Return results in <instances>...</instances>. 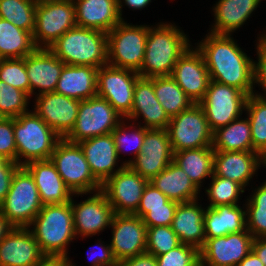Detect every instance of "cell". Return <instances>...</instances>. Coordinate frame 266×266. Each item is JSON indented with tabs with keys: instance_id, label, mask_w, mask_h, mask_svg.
Instances as JSON below:
<instances>
[{
	"instance_id": "obj_56",
	"label": "cell",
	"mask_w": 266,
	"mask_h": 266,
	"mask_svg": "<svg viewBox=\"0 0 266 266\" xmlns=\"http://www.w3.org/2000/svg\"><path fill=\"white\" fill-rule=\"evenodd\" d=\"M237 266H264L257 255L251 251Z\"/></svg>"
},
{
	"instance_id": "obj_38",
	"label": "cell",
	"mask_w": 266,
	"mask_h": 266,
	"mask_svg": "<svg viewBox=\"0 0 266 266\" xmlns=\"http://www.w3.org/2000/svg\"><path fill=\"white\" fill-rule=\"evenodd\" d=\"M36 5L32 0H0V18L33 34Z\"/></svg>"
},
{
	"instance_id": "obj_5",
	"label": "cell",
	"mask_w": 266,
	"mask_h": 266,
	"mask_svg": "<svg viewBox=\"0 0 266 266\" xmlns=\"http://www.w3.org/2000/svg\"><path fill=\"white\" fill-rule=\"evenodd\" d=\"M13 129L19 166H25L32 161L49 160L61 139L33 111L13 118Z\"/></svg>"
},
{
	"instance_id": "obj_59",
	"label": "cell",
	"mask_w": 266,
	"mask_h": 266,
	"mask_svg": "<svg viewBox=\"0 0 266 266\" xmlns=\"http://www.w3.org/2000/svg\"><path fill=\"white\" fill-rule=\"evenodd\" d=\"M32 1L37 6V5H43V4L58 2V1H62V0H32Z\"/></svg>"
},
{
	"instance_id": "obj_48",
	"label": "cell",
	"mask_w": 266,
	"mask_h": 266,
	"mask_svg": "<svg viewBox=\"0 0 266 266\" xmlns=\"http://www.w3.org/2000/svg\"><path fill=\"white\" fill-rule=\"evenodd\" d=\"M170 200L149 182L145 186L141 201L134 215L141 219L149 212V208L165 207Z\"/></svg>"
},
{
	"instance_id": "obj_47",
	"label": "cell",
	"mask_w": 266,
	"mask_h": 266,
	"mask_svg": "<svg viewBox=\"0 0 266 266\" xmlns=\"http://www.w3.org/2000/svg\"><path fill=\"white\" fill-rule=\"evenodd\" d=\"M178 202L170 200L165 207L149 208V212L142 218L144 225L154 226H171L174 213Z\"/></svg>"
},
{
	"instance_id": "obj_28",
	"label": "cell",
	"mask_w": 266,
	"mask_h": 266,
	"mask_svg": "<svg viewBox=\"0 0 266 266\" xmlns=\"http://www.w3.org/2000/svg\"><path fill=\"white\" fill-rule=\"evenodd\" d=\"M205 208L197 200L178 203L171 228L178 236L180 243L196 247L200 250L206 239L204 227Z\"/></svg>"
},
{
	"instance_id": "obj_7",
	"label": "cell",
	"mask_w": 266,
	"mask_h": 266,
	"mask_svg": "<svg viewBox=\"0 0 266 266\" xmlns=\"http://www.w3.org/2000/svg\"><path fill=\"white\" fill-rule=\"evenodd\" d=\"M42 207L33 176L20 166L13 174L9 192L0 204V212L14 227H29Z\"/></svg>"
},
{
	"instance_id": "obj_13",
	"label": "cell",
	"mask_w": 266,
	"mask_h": 266,
	"mask_svg": "<svg viewBox=\"0 0 266 266\" xmlns=\"http://www.w3.org/2000/svg\"><path fill=\"white\" fill-rule=\"evenodd\" d=\"M139 77L138 72L130 69L102 66L97 71V96L106 99L126 119L132 110L135 83Z\"/></svg>"
},
{
	"instance_id": "obj_27",
	"label": "cell",
	"mask_w": 266,
	"mask_h": 266,
	"mask_svg": "<svg viewBox=\"0 0 266 266\" xmlns=\"http://www.w3.org/2000/svg\"><path fill=\"white\" fill-rule=\"evenodd\" d=\"M76 7V25L108 33L122 20L118 0H73Z\"/></svg>"
},
{
	"instance_id": "obj_2",
	"label": "cell",
	"mask_w": 266,
	"mask_h": 266,
	"mask_svg": "<svg viewBox=\"0 0 266 266\" xmlns=\"http://www.w3.org/2000/svg\"><path fill=\"white\" fill-rule=\"evenodd\" d=\"M174 25H148L144 61L138 71L140 77L170 76L178 58L191 46L188 36Z\"/></svg>"
},
{
	"instance_id": "obj_35",
	"label": "cell",
	"mask_w": 266,
	"mask_h": 266,
	"mask_svg": "<svg viewBox=\"0 0 266 266\" xmlns=\"http://www.w3.org/2000/svg\"><path fill=\"white\" fill-rule=\"evenodd\" d=\"M36 49L32 33L0 18V56L3 59L25 58Z\"/></svg>"
},
{
	"instance_id": "obj_62",
	"label": "cell",
	"mask_w": 266,
	"mask_h": 266,
	"mask_svg": "<svg viewBox=\"0 0 266 266\" xmlns=\"http://www.w3.org/2000/svg\"><path fill=\"white\" fill-rule=\"evenodd\" d=\"M255 95H259L265 102H266V96H264V95H266V93L265 94H263V96H262V94L260 95V94H258V93H254Z\"/></svg>"
},
{
	"instance_id": "obj_50",
	"label": "cell",
	"mask_w": 266,
	"mask_h": 266,
	"mask_svg": "<svg viewBox=\"0 0 266 266\" xmlns=\"http://www.w3.org/2000/svg\"><path fill=\"white\" fill-rule=\"evenodd\" d=\"M98 248H101L100 252L98 251L97 254L92 255V258H90L92 260L91 266H118L110 244L106 246L99 242Z\"/></svg>"
},
{
	"instance_id": "obj_24",
	"label": "cell",
	"mask_w": 266,
	"mask_h": 266,
	"mask_svg": "<svg viewBox=\"0 0 266 266\" xmlns=\"http://www.w3.org/2000/svg\"><path fill=\"white\" fill-rule=\"evenodd\" d=\"M261 165V155L256 151H215L213 174L245 188Z\"/></svg>"
},
{
	"instance_id": "obj_55",
	"label": "cell",
	"mask_w": 266,
	"mask_h": 266,
	"mask_svg": "<svg viewBox=\"0 0 266 266\" xmlns=\"http://www.w3.org/2000/svg\"><path fill=\"white\" fill-rule=\"evenodd\" d=\"M122 2L124 4H126L129 8H132L133 10H139V9H143L144 7H146L150 2L151 0H118V10H119V14H120V17H121V20H124L122 18V8H123V5H122Z\"/></svg>"
},
{
	"instance_id": "obj_34",
	"label": "cell",
	"mask_w": 266,
	"mask_h": 266,
	"mask_svg": "<svg viewBox=\"0 0 266 266\" xmlns=\"http://www.w3.org/2000/svg\"><path fill=\"white\" fill-rule=\"evenodd\" d=\"M214 151H255L249 119L238 118L213 132Z\"/></svg>"
},
{
	"instance_id": "obj_18",
	"label": "cell",
	"mask_w": 266,
	"mask_h": 266,
	"mask_svg": "<svg viewBox=\"0 0 266 266\" xmlns=\"http://www.w3.org/2000/svg\"><path fill=\"white\" fill-rule=\"evenodd\" d=\"M170 76L194 103L204 98L211 82L203 55L193 47L178 58Z\"/></svg>"
},
{
	"instance_id": "obj_6",
	"label": "cell",
	"mask_w": 266,
	"mask_h": 266,
	"mask_svg": "<svg viewBox=\"0 0 266 266\" xmlns=\"http://www.w3.org/2000/svg\"><path fill=\"white\" fill-rule=\"evenodd\" d=\"M50 160L73 194L79 196L101 190L102 184L92 174L79 143L61 138Z\"/></svg>"
},
{
	"instance_id": "obj_11",
	"label": "cell",
	"mask_w": 266,
	"mask_h": 266,
	"mask_svg": "<svg viewBox=\"0 0 266 266\" xmlns=\"http://www.w3.org/2000/svg\"><path fill=\"white\" fill-rule=\"evenodd\" d=\"M248 96L235 87L211 80L204 98L199 102L211 131L240 118L245 111Z\"/></svg>"
},
{
	"instance_id": "obj_58",
	"label": "cell",
	"mask_w": 266,
	"mask_h": 266,
	"mask_svg": "<svg viewBox=\"0 0 266 266\" xmlns=\"http://www.w3.org/2000/svg\"><path fill=\"white\" fill-rule=\"evenodd\" d=\"M20 166L0 156V170H17Z\"/></svg>"
},
{
	"instance_id": "obj_57",
	"label": "cell",
	"mask_w": 266,
	"mask_h": 266,
	"mask_svg": "<svg viewBox=\"0 0 266 266\" xmlns=\"http://www.w3.org/2000/svg\"><path fill=\"white\" fill-rule=\"evenodd\" d=\"M14 226L0 212V241L7 236Z\"/></svg>"
},
{
	"instance_id": "obj_43",
	"label": "cell",
	"mask_w": 266,
	"mask_h": 266,
	"mask_svg": "<svg viewBox=\"0 0 266 266\" xmlns=\"http://www.w3.org/2000/svg\"><path fill=\"white\" fill-rule=\"evenodd\" d=\"M0 80L24 91L30 97V83L25 58L3 59L0 64Z\"/></svg>"
},
{
	"instance_id": "obj_29",
	"label": "cell",
	"mask_w": 266,
	"mask_h": 266,
	"mask_svg": "<svg viewBox=\"0 0 266 266\" xmlns=\"http://www.w3.org/2000/svg\"><path fill=\"white\" fill-rule=\"evenodd\" d=\"M98 68L84 65L63 67L54 92L79 101L97 95Z\"/></svg>"
},
{
	"instance_id": "obj_25",
	"label": "cell",
	"mask_w": 266,
	"mask_h": 266,
	"mask_svg": "<svg viewBox=\"0 0 266 266\" xmlns=\"http://www.w3.org/2000/svg\"><path fill=\"white\" fill-rule=\"evenodd\" d=\"M79 145L92 174L101 184L125 166L121 164L119 168H114L118 166L119 158L112 133L82 140Z\"/></svg>"
},
{
	"instance_id": "obj_31",
	"label": "cell",
	"mask_w": 266,
	"mask_h": 266,
	"mask_svg": "<svg viewBox=\"0 0 266 266\" xmlns=\"http://www.w3.org/2000/svg\"><path fill=\"white\" fill-rule=\"evenodd\" d=\"M260 2L261 0H219L213 8L215 24L209 33L231 35L245 24Z\"/></svg>"
},
{
	"instance_id": "obj_15",
	"label": "cell",
	"mask_w": 266,
	"mask_h": 266,
	"mask_svg": "<svg viewBox=\"0 0 266 266\" xmlns=\"http://www.w3.org/2000/svg\"><path fill=\"white\" fill-rule=\"evenodd\" d=\"M148 180L129 166H124L108 178L101 187L116 214H134Z\"/></svg>"
},
{
	"instance_id": "obj_53",
	"label": "cell",
	"mask_w": 266,
	"mask_h": 266,
	"mask_svg": "<svg viewBox=\"0 0 266 266\" xmlns=\"http://www.w3.org/2000/svg\"><path fill=\"white\" fill-rule=\"evenodd\" d=\"M252 251L257 255L264 266H266V237L254 238Z\"/></svg>"
},
{
	"instance_id": "obj_30",
	"label": "cell",
	"mask_w": 266,
	"mask_h": 266,
	"mask_svg": "<svg viewBox=\"0 0 266 266\" xmlns=\"http://www.w3.org/2000/svg\"><path fill=\"white\" fill-rule=\"evenodd\" d=\"M149 183L157 188L169 200L185 203L198 200L200 190L187 174L173 161Z\"/></svg>"
},
{
	"instance_id": "obj_54",
	"label": "cell",
	"mask_w": 266,
	"mask_h": 266,
	"mask_svg": "<svg viewBox=\"0 0 266 266\" xmlns=\"http://www.w3.org/2000/svg\"><path fill=\"white\" fill-rule=\"evenodd\" d=\"M71 263L69 257H45L36 266H71Z\"/></svg>"
},
{
	"instance_id": "obj_37",
	"label": "cell",
	"mask_w": 266,
	"mask_h": 266,
	"mask_svg": "<svg viewBox=\"0 0 266 266\" xmlns=\"http://www.w3.org/2000/svg\"><path fill=\"white\" fill-rule=\"evenodd\" d=\"M245 111L248 113L253 149L262 155L266 152V102L259 95H249Z\"/></svg>"
},
{
	"instance_id": "obj_10",
	"label": "cell",
	"mask_w": 266,
	"mask_h": 266,
	"mask_svg": "<svg viewBox=\"0 0 266 266\" xmlns=\"http://www.w3.org/2000/svg\"><path fill=\"white\" fill-rule=\"evenodd\" d=\"M167 131L173 153L212 147L213 132L199 103L192 104L188 109L170 118Z\"/></svg>"
},
{
	"instance_id": "obj_33",
	"label": "cell",
	"mask_w": 266,
	"mask_h": 266,
	"mask_svg": "<svg viewBox=\"0 0 266 266\" xmlns=\"http://www.w3.org/2000/svg\"><path fill=\"white\" fill-rule=\"evenodd\" d=\"M214 155L215 151L212 147L187 149L174 152L173 162L187 174L200 190L204 179L213 175Z\"/></svg>"
},
{
	"instance_id": "obj_19",
	"label": "cell",
	"mask_w": 266,
	"mask_h": 266,
	"mask_svg": "<svg viewBox=\"0 0 266 266\" xmlns=\"http://www.w3.org/2000/svg\"><path fill=\"white\" fill-rule=\"evenodd\" d=\"M79 105V100L48 92L37 94L34 113L61 138H65L75 125Z\"/></svg>"
},
{
	"instance_id": "obj_49",
	"label": "cell",
	"mask_w": 266,
	"mask_h": 266,
	"mask_svg": "<svg viewBox=\"0 0 266 266\" xmlns=\"http://www.w3.org/2000/svg\"><path fill=\"white\" fill-rule=\"evenodd\" d=\"M258 62L254 61V84L260 85L266 93V43L257 39Z\"/></svg>"
},
{
	"instance_id": "obj_4",
	"label": "cell",
	"mask_w": 266,
	"mask_h": 266,
	"mask_svg": "<svg viewBox=\"0 0 266 266\" xmlns=\"http://www.w3.org/2000/svg\"><path fill=\"white\" fill-rule=\"evenodd\" d=\"M64 64L100 68L107 65V33L74 27L48 48Z\"/></svg>"
},
{
	"instance_id": "obj_26",
	"label": "cell",
	"mask_w": 266,
	"mask_h": 266,
	"mask_svg": "<svg viewBox=\"0 0 266 266\" xmlns=\"http://www.w3.org/2000/svg\"><path fill=\"white\" fill-rule=\"evenodd\" d=\"M33 176L43 205L70 202L73 194L51 160L32 161L24 166Z\"/></svg>"
},
{
	"instance_id": "obj_9",
	"label": "cell",
	"mask_w": 266,
	"mask_h": 266,
	"mask_svg": "<svg viewBox=\"0 0 266 266\" xmlns=\"http://www.w3.org/2000/svg\"><path fill=\"white\" fill-rule=\"evenodd\" d=\"M121 120L123 117L113 106L96 95L80 101L75 125L65 139L79 143L88 138L110 134Z\"/></svg>"
},
{
	"instance_id": "obj_40",
	"label": "cell",
	"mask_w": 266,
	"mask_h": 266,
	"mask_svg": "<svg viewBox=\"0 0 266 266\" xmlns=\"http://www.w3.org/2000/svg\"><path fill=\"white\" fill-rule=\"evenodd\" d=\"M212 181L208 189H205L210 204L208 207L219 205H238L240 193H244L245 188L237 182L223 177H211Z\"/></svg>"
},
{
	"instance_id": "obj_63",
	"label": "cell",
	"mask_w": 266,
	"mask_h": 266,
	"mask_svg": "<svg viewBox=\"0 0 266 266\" xmlns=\"http://www.w3.org/2000/svg\"><path fill=\"white\" fill-rule=\"evenodd\" d=\"M2 61H3V58L0 56V64H1Z\"/></svg>"
},
{
	"instance_id": "obj_22",
	"label": "cell",
	"mask_w": 266,
	"mask_h": 266,
	"mask_svg": "<svg viewBox=\"0 0 266 266\" xmlns=\"http://www.w3.org/2000/svg\"><path fill=\"white\" fill-rule=\"evenodd\" d=\"M65 64L48 48H37L25 57L30 83V97L37 88L39 94L54 92ZM35 89V90H34Z\"/></svg>"
},
{
	"instance_id": "obj_60",
	"label": "cell",
	"mask_w": 266,
	"mask_h": 266,
	"mask_svg": "<svg viewBox=\"0 0 266 266\" xmlns=\"http://www.w3.org/2000/svg\"><path fill=\"white\" fill-rule=\"evenodd\" d=\"M261 161H262V165L266 166V152L261 155Z\"/></svg>"
},
{
	"instance_id": "obj_36",
	"label": "cell",
	"mask_w": 266,
	"mask_h": 266,
	"mask_svg": "<svg viewBox=\"0 0 266 266\" xmlns=\"http://www.w3.org/2000/svg\"><path fill=\"white\" fill-rule=\"evenodd\" d=\"M153 88L157 100L169 118L194 104L171 76L153 77Z\"/></svg>"
},
{
	"instance_id": "obj_23",
	"label": "cell",
	"mask_w": 266,
	"mask_h": 266,
	"mask_svg": "<svg viewBox=\"0 0 266 266\" xmlns=\"http://www.w3.org/2000/svg\"><path fill=\"white\" fill-rule=\"evenodd\" d=\"M139 116L144 119L146 129L168 128L170 118L156 98L153 77H139L135 83L132 110L126 118L136 121Z\"/></svg>"
},
{
	"instance_id": "obj_39",
	"label": "cell",
	"mask_w": 266,
	"mask_h": 266,
	"mask_svg": "<svg viewBox=\"0 0 266 266\" xmlns=\"http://www.w3.org/2000/svg\"><path fill=\"white\" fill-rule=\"evenodd\" d=\"M246 202L247 230L254 237H266V181Z\"/></svg>"
},
{
	"instance_id": "obj_32",
	"label": "cell",
	"mask_w": 266,
	"mask_h": 266,
	"mask_svg": "<svg viewBox=\"0 0 266 266\" xmlns=\"http://www.w3.org/2000/svg\"><path fill=\"white\" fill-rule=\"evenodd\" d=\"M204 227L206 239L226 236L247 229L246 210L238 205L206 207Z\"/></svg>"
},
{
	"instance_id": "obj_52",
	"label": "cell",
	"mask_w": 266,
	"mask_h": 266,
	"mask_svg": "<svg viewBox=\"0 0 266 266\" xmlns=\"http://www.w3.org/2000/svg\"><path fill=\"white\" fill-rule=\"evenodd\" d=\"M16 170H0V204L4 201L11 187Z\"/></svg>"
},
{
	"instance_id": "obj_51",
	"label": "cell",
	"mask_w": 266,
	"mask_h": 266,
	"mask_svg": "<svg viewBox=\"0 0 266 266\" xmlns=\"http://www.w3.org/2000/svg\"><path fill=\"white\" fill-rule=\"evenodd\" d=\"M118 266H157V260L154 255L143 253L119 261Z\"/></svg>"
},
{
	"instance_id": "obj_46",
	"label": "cell",
	"mask_w": 266,
	"mask_h": 266,
	"mask_svg": "<svg viewBox=\"0 0 266 266\" xmlns=\"http://www.w3.org/2000/svg\"><path fill=\"white\" fill-rule=\"evenodd\" d=\"M0 156L17 163L13 118H0Z\"/></svg>"
},
{
	"instance_id": "obj_61",
	"label": "cell",
	"mask_w": 266,
	"mask_h": 266,
	"mask_svg": "<svg viewBox=\"0 0 266 266\" xmlns=\"http://www.w3.org/2000/svg\"><path fill=\"white\" fill-rule=\"evenodd\" d=\"M258 38H260L264 43H266V34H261Z\"/></svg>"
},
{
	"instance_id": "obj_44",
	"label": "cell",
	"mask_w": 266,
	"mask_h": 266,
	"mask_svg": "<svg viewBox=\"0 0 266 266\" xmlns=\"http://www.w3.org/2000/svg\"><path fill=\"white\" fill-rule=\"evenodd\" d=\"M156 260L157 266H200L199 250L182 243L167 253L157 256Z\"/></svg>"
},
{
	"instance_id": "obj_3",
	"label": "cell",
	"mask_w": 266,
	"mask_h": 266,
	"mask_svg": "<svg viewBox=\"0 0 266 266\" xmlns=\"http://www.w3.org/2000/svg\"><path fill=\"white\" fill-rule=\"evenodd\" d=\"M46 257L68 258L67 246L76 238L71 201L43 205L29 228Z\"/></svg>"
},
{
	"instance_id": "obj_12",
	"label": "cell",
	"mask_w": 266,
	"mask_h": 266,
	"mask_svg": "<svg viewBox=\"0 0 266 266\" xmlns=\"http://www.w3.org/2000/svg\"><path fill=\"white\" fill-rule=\"evenodd\" d=\"M76 26L73 0L37 5L33 41L37 48H49L66 31Z\"/></svg>"
},
{
	"instance_id": "obj_20",
	"label": "cell",
	"mask_w": 266,
	"mask_h": 266,
	"mask_svg": "<svg viewBox=\"0 0 266 266\" xmlns=\"http://www.w3.org/2000/svg\"><path fill=\"white\" fill-rule=\"evenodd\" d=\"M71 206L76 236L80 234L81 237H92L111 226L115 213L101 190L78 204H74L72 198Z\"/></svg>"
},
{
	"instance_id": "obj_41",
	"label": "cell",
	"mask_w": 266,
	"mask_h": 266,
	"mask_svg": "<svg viewBox=\"0 0 266 266\" xmlns=\"http://www.w3.org/2000/svg\"><path fill=\"white\" fill-rule=\"evenodd\" d=\"M30 97L24 92L0 80V116L16 118L29 112Z\"/></svg>"
},
{
	"instance_id": "obj_17",
	"label": "cell",
	"mask_w": 266,
	"mask_h": 266,
	"mask_svg": "<svg viewBox=\"0 0 266 266\" xmlns=\"http://www.w3.org/2000/svg\"><path fill=\"white\" fill-rule=\"evenodd\" d=\"M110 247L117 262L146 253L147 227L134 214H114Z\"/></svg>"
},
{
	"instance_id": "obj_21",
	"label": "cell",
	"mask_w": 266,
	"mask_h": 266,
	"mask_svg": "<svg viewBox=\"0 0 266 266\" xmlns=\"http://www.w3.org/2000/svg\"><path fill=\"white\" fill-rule=\"evenodd\" d=\"M45 257L29 227H14L0 241V266H36Z\"/></svg>"
},
{
	"instance_id": "obj_45",
	"label": "cell",
	"mask_w": 266,
	"mask_h": 266,
	"mask_svg": "<svg viewBox=\"0 0 266 266\" xmlns=\"http://www.w3.org/2000/svg\"><path fill=\"white\" fill-rule=\"evenodd\" d=\"M135 124H131L129 126L125 125L124 121L119 123V125L111 132L115 141L116 146V152L118 155V158L120 157V153L122 152V149L131 144L133 145V154L134 158L140 153L143 142H144V136H145V128L141 126V124H138V129L134 127V132L127 133L125 130L127 128H133L132 126ZM127 126V127H126ZM130 146V145H129Z\"/></svg>"
},
{
	"instance_id": "obj_16",
	"label": "cell",
	"mask_w": 266,
	"mask_h": 266,
	"mask_svg": "<svg viewBox=\"0 0 266 266\" xmlns=\"http://www.w3.org/2000/svg\"><path fill=\"white\" fill-rule=\"evenodd\" d=\"M253 239L247 229L205 239L199 250L200 266H237L252 251Z\"/></svg>"
},
{
	"instance_id": "obj_1",
	"label": "cell",
	"mask_w": 266,
	"mask_h": 266,
	"mask_svg": "<svg viewBox=\"0 0 266 266\" xmlns=\"http://www.w3.org/2000/svg\"><path fill=\"white\" fill-rule=\"evenodd\" d=\"M197 45L212 81L235 87L247 95L255 93L254 61L242 51L231 35L208 33Z\"/></svg>"
},
{
	"instance_id": "obj_42",
	"label": "cell",
	"mask_w": 266,
	"mask_h": 266,
	"mask_svg": "<svg viewBox=\"0 0 266 266\" xmlns=\"http://www.w3.org/2000/svg\"><path fill=\"white\" fill-rule=\"evenodd\" d=\"M180 244V240L171 226L147 228L146 253L157 257L176 248Z\"/></svg>"
},
{
	"instance_id": "obj_8",
	"label": "cell",
	"mask_w": 266,
	"mask_h": 266,
	"mask_svg": "<svg viewBox=\"0 0 266 266\" xmlns=\"http://www.w3.org/2000/svg\"><path fill=\"white\" fill-rule=\"evenodd\" d=\"M147 25L122 20L107 33V65L138 72L144 61Z\"/></svg>"
},
{
	"instance_id": "obj_14",
	"label": "cell",
	"mask_w": 266,
	"mask_h": 266,
	"mask_svg": "<svg viewBox=\"0 0 266 266\" xmlns=\"http://www.w3.org/2000/svg\"><path fill=\"white\" fill-rule=\"evenodd\" d=\"M173 161V151L167 129H146L140 153L134 160L123 162L150 181Z\"/></svg>"
}]
</instances>
